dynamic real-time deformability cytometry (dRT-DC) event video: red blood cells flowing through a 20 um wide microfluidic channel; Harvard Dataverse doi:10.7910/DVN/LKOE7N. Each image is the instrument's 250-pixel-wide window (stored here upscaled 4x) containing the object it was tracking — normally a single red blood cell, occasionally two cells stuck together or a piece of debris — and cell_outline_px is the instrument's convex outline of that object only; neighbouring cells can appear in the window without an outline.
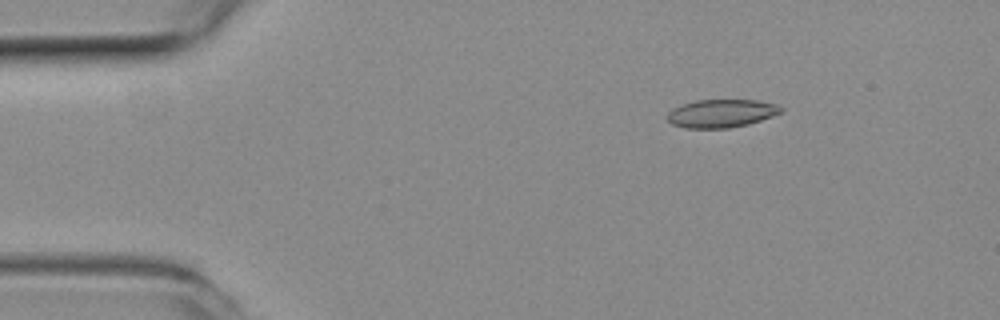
{"species": "common noctule bat (a hibernating species)", "species_latin": "Nyctalus noctula", "temperature_condition": "room temperature", "stored_images_in_passage": 46, "camera_frame_rate_fps": 3000, "um_per_image_px": 0.085, "animal": {"sex": "female", "body_mass_g": 19.3, "forearm_length_mm": 54.1}, "frame": {"image": 1, "passage_image": 2, "time_ms": 0.333, "image_size_px": [1000, 320], "cell_outline_px": [[784, 108], [780, 112], [772, 116], [748, 124], [728, 128], [684, 128], [672, 124], [668, 120], [668, 112], [672, 108], [696, 100], [756, 100], [776, 104]], "centroid_in_image_um": [61.3, 9.64], "position_along_channel_um": 23.7, "area_um2": 18.5}}
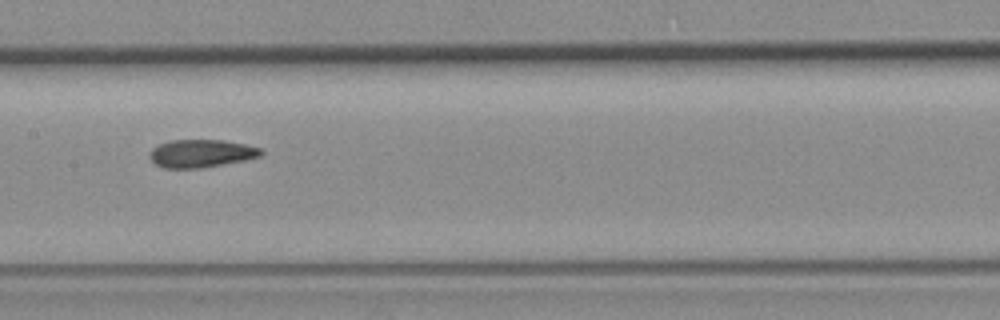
{"frame": {"image": 2, "passage_image": 20, "time_ms": 6.333, "image_size_px": [1000, 320], "cell_outline_px": [[264, 152], [260, 156], [244, 160], [200, 168], [164, 168], [156, 164], [148, 156], [152, 148], [160, 144], [172, 140], [220, 140], [244, 144], [260, 148]], "centroid_in_image_um": [17.08, 13.04], "position_along_channel_um": 190.3, "area_um2": 17.86}}
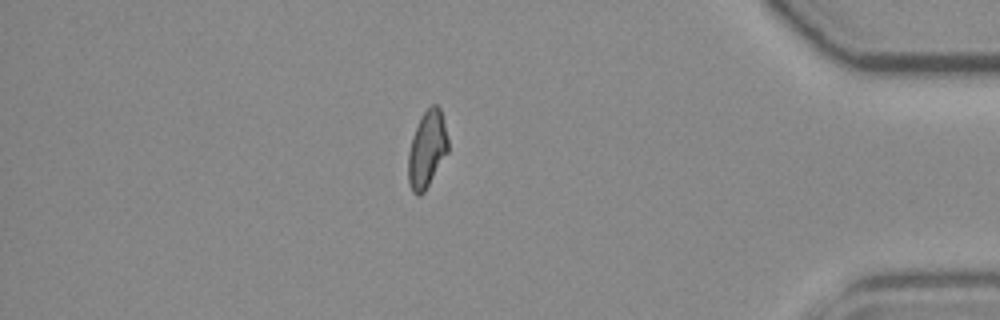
{"frame": {"image": 3, "passage_image": 39, "time_ms": 12.667, "image_size_px": [1000, 320], "cell_outline_px": [[448, 152], [424, 192], [420, 196], [416, 196], [412, 192], [408, 180], [408, 152], [412, 136], [420, 116], [432, 104], [436, 104], [440, 108], [448, 140]], "centroid_in_image_um": [36.28, 12.7], "position_along_channel_um": 398.9, "area_um2": 17.86}, "authors_computed_cell_mechanics": {"area_um2": 18.2648, "velocity_mm_per_s": 3.9462, "shape_relaxation_time_tau1_ms": null, "shape_relaxation_time_tau2_ms": 2.9206, "deformation_change_tau1": null, "deformation_change_tau2": 0.0998}}